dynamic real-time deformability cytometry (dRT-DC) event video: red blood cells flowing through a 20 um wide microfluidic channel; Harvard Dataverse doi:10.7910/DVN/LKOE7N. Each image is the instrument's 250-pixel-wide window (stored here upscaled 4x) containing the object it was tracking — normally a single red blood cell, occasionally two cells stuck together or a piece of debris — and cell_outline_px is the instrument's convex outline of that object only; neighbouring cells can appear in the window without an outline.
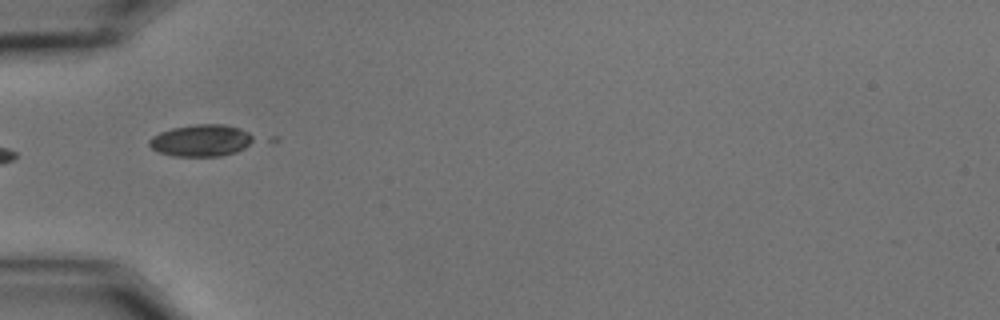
{"species": "common noctule bat (a hibernating species)", "species_latin": "Nyctalus noctula", "temperature_condition": "cold", "stored_images_in_passage": 12, "camera_frame_rate_fps": 3000, "um_per_image_px": 0.085, "animal": {"sex": "male", "body_mass_g": 15.6}, "frame": {"image": 1, "passage_image": 1, "time_ms": 0.0, "image_size_px": [1000, 320], "cell_outline_px": [[256, 140], [244, 148], [236, 152], [220, 156], [172, 156], [160, 152], [152, 148], [148, 144], [148, 140], [152, 136], [160, 132], [172, 128], [196, 124], [224, 124], [240, 128], [256, 136]], "centroid_in_image_um": [17.13, 11.93], "position_along_channel_um": 67.9, "area_um2": 19.54}}